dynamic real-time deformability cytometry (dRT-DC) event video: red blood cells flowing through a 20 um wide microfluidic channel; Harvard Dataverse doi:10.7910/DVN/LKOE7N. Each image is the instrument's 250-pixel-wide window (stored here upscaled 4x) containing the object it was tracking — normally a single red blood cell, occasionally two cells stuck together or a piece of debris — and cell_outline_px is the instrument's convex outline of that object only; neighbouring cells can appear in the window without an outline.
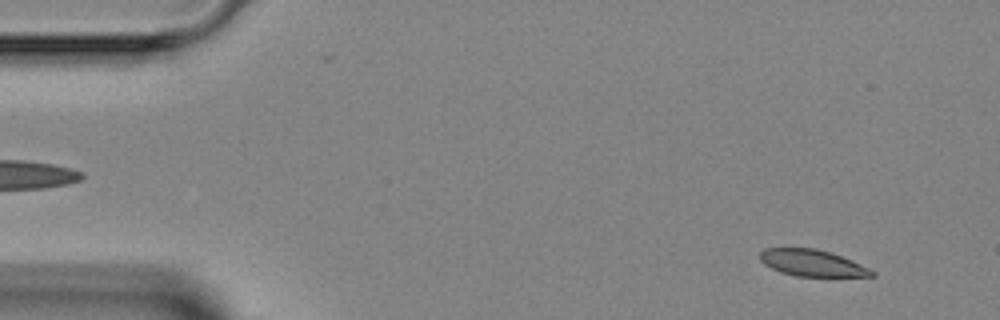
{"species": "Egyptian fruit bat (a non-hibernating species)", "species_latin": "Rousettus aegyptiacus", "temperature_condition": "room temperature", "stored_images_in_passage": 5, "segment_of_instrument_passage": [2, 2], "camera_frame_rate_fps": 3000, "um_per_image_px": 0.085, "animal": {"sex": "female"}, "frame": {"image": 1, "passage_image": 5, "time_ms": 4.667, "image_size_px": [1000, 320], "cell_outline_px": [[876, 276], [796, 276], [780, 272], [764, 264], [760, 260], [760, 252], [764, 248], [816, 248], [852, 260], [876, 272]], "centroid_in_image_um": [69.01, 22.35], "position_along_channel_um": 16.0, "area_um2": 17.17}}